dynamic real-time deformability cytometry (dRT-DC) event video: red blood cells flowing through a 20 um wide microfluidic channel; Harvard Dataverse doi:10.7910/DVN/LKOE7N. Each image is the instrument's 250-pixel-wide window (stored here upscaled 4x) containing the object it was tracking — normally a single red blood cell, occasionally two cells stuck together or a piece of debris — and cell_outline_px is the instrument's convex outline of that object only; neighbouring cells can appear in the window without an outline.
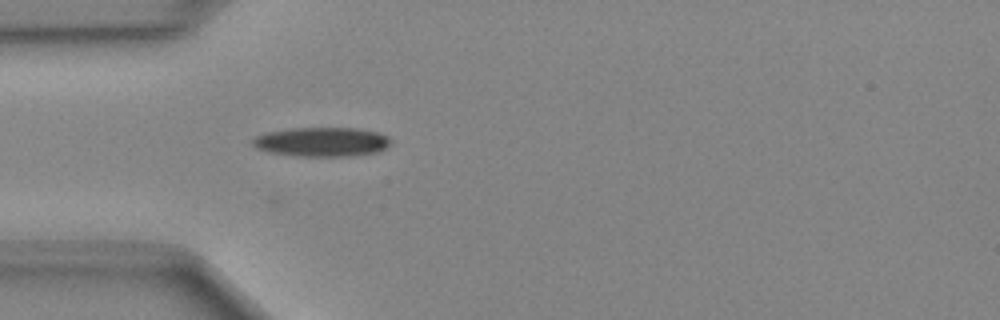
{"species": "Egyptian fruit bat (a non-hibernating species)", "species_latin": "Rousettus aegyptiacus", "temperature_condition": "cold", "stored_images_in_passage": 32, "camera_frame_rate_fps": 3000, "um_per_image_px": 0.085, "animal": {"sex": "female"}, "frame": {"image": 1, "passage_image": 7, "time_ms": 2.0, "image_size_px": [1000, 320], "cell_outline_px": [[392, 144], [380, 152], [352, 156], [296, 156], [268, 152], [256, 148], [252, 144], [252, 140], [256, 136], [268, 132], [288, 128], [356, 128], [376, 132], [388, 136], [392, 140]], "centroid_in_image_um": [27.39, 12.07], "position_along_channel_um": 57.6, "area_um2": 23.81}}
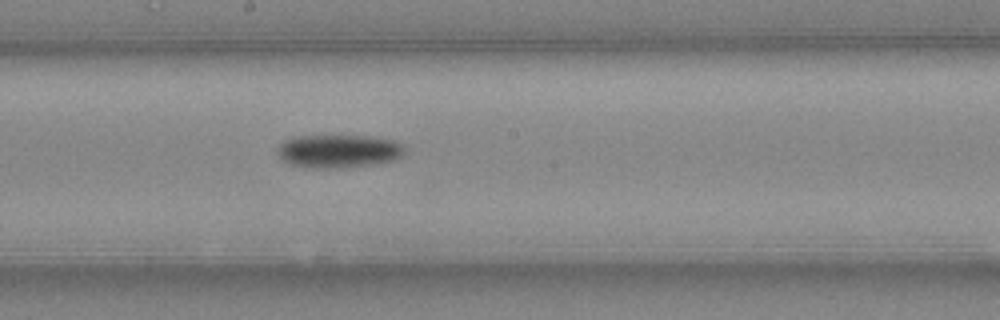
{"frame": {"image": 2, "passage_image": 19, "time_ms": 6.0, "image_size_px": [1000, 320], "cell_outline_px": [[404, 152], [400, 156], [392, 160], [372, 164], [344, 168], [304, 168], [288, 164], [276, 152], [276, 148], [284, 140], [296, 136], [364, 136], [392, 140], [400, 144], [404, 148]], "centroid_in_image_um": [28.69, 12.86], "position_along_channel_um": 219.5, "area_um2": 24.57}}
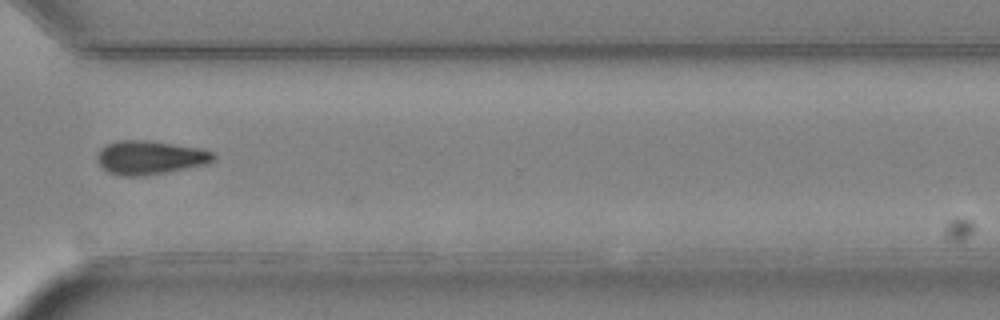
{"frame": {"image": 3, "passage_image": 29, "time_ms": 9.333, "image_size_px": [1000, 320], "cell_outline_px": [[216, 156], [212, 160], [204, 164], [168, 172], [148, 176], [120, 176], [108, 172], [100, 164], [100, 152], [108, 144], [120, 140], [144, 140], [200, 148], [212, 152]], "centroid_in_image_um": [12.78, 13.41], "position_along_channel_um": 357.8, "area_um2": 22.31}}